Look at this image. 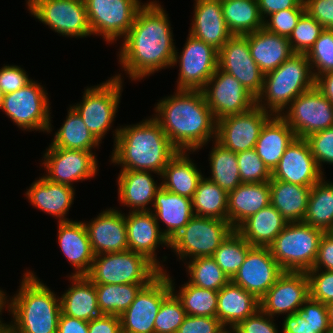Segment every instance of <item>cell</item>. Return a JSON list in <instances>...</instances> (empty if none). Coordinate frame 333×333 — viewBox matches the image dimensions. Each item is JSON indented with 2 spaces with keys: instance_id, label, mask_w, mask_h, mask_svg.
<instances>
[{
  "instance_id": "obj_32",
  "label": "cell",
  "mask_w": 333,
  "mask_h": 333,
  "mask_svg": "<svg viewBox=\"0 0 333 333\" xmlns=\"http://www.w3.org/2000/svg\"><path fill=\"white\" fill-rule=\"evenodd\" d=\"M248 46L253 60L264 74L277 69L293 54L287 37L264 27L248 34Z\"/></svg>"
},
{
  "instance_id": "obj_24",
  "label": "cell",
  "mask_w": 333,
  "mask_h": 333,
  "mask_svg": "<svg viewBox=\"0 0 333 333\" xmlns=\"http://www.w3.org/2000/svg\"><path fill=\"white\" fill-rule=\"evenodd\" d=\"M116 208L103 209L91 222L84 221L95 255L128 250L124 213Z\"/></svg>"
},
{
  "instance_id": "obj_68",
  "label": "cell",
  "mask_w": 333,
  "mask_h": 333,
  "mask_svg": "<svg viewBox=\"0 0 333 333\" xmlns=\"http://www.w3.org/2000/svg\"><path fill=\"white\" fill-rule=\"evenodd\" d=\"M0 333H12L8 328L1 330Z\"/></svg>"
},
{
  "instance_id": "obj_13",
  "label": "cell",
  "mask_w": 333,
  "mask_h": 333,
  "mask_svg": "<svg viewBox=\"0 0 333 333\" xmlns=\"http://www.w3.org/2000/svg\"><path fill=\"white\" fill-rule=\"evenodd\" d=\"M182 49H175L172 64L179 66L176 89L202 90L218 68V50L190 34Z\"/></svg>"
},
{
  "instance_id": "obj_2",
  "label": "cell",
  "mask_w": 333,
  "mask_h": 333,
  "mask_svg": "<svg viewBox=\"0 0 333 333\" xmlns=\"http://www.w3.org/2000/svg\"><path fill=\"white\" fill-rule=\"evenodd\" d=\"M152 117L178 151H194L216 140L217 121L202 90H179L158 100ZM212 139V140H211Z\"/></svg>"
},
{
  "instance_id": "obj_18",
  "label": "cell",
  "mask_w": 333,
  "mask_h": 333,
  "mask_svg": "<svg viewBox=\"0 0 333 333\" xmlns=\"http://www.w3.org/2000/svg\"><path fill=\"white\" fill-rule=\"evenodd\" d=\"M273 115L258 106L217 120L216 141L235 153L255 148L260 132Z\"/></svg>"
},
{
  "instance_id": "obj_48",
  "label": "cell",
  "mask_w": 333,
  "mask_h": 333,
  "mask_svg": "<svg viewBox=\"0 0 333 333\" xmlns=\"http://www.w3.org/2000/svg\"><path fill=\"white\" fill-rule=\"evenodd\" d=\"M306 55L315 79L333 72V29L325 28Z\"/></svg>"
},
{
  "instance_id": "obj_38",
  "label": "cell",
  "mask_w": 333,
  "mask_h": 333,
  "mask_svg": "<svg viewBox=\"0 0 333 333\" xmlns=\"http://www.w3.org/2000/svg\"><path fill=\"white\" fill-rule=\"evenodd\" d=\"M222 14L233 35H247L263 28L258 0H221Z\"/></svg>"
},
{
  "instance_id": "obj_50",
  "label": "cell",
  "mask_w": 333,
  "mask_h": 333,
  "mask_svg": "<svg viewBox=\"0 0 333 333\" xmlns=\"http://www.w3.org/2000/svg\"><path fill=\"white\" fill-rule=\"evenodd\" d=\"M236 155L242 183H261L271 180V171L261 160L255 148L238 152Z\"/></svg>"
},
{
  "instance_id": "obj_70",
  "label": "cell",
  "mask_w": 333,
  "mask_h": 333,
  "mask_svg": "<svg viewBox=\"0 0 333 333\" xmlns=\"http://www.w3.org/2000/svg\"><path fill=\"white\" fill-rule=\"evenodd\" d=\"M328 233L333 237V227Z\"/></svg>"
},
{
  "instance_id": "obj_66",
  "label": "cell",
  "mask_w": 333,
  "mask_h": 333,
  "mask_svg": "<svg viewBox=\"0 0 333 333\" xmlns=\"http://www.w3.org/2000/svg\"><path fill=\"white\" fill-rule=\"evenodd\" d=\"M327 316L331 331H333V302L326 304Z\"/></svg>"
},
{
  "instance_id": "obj_31",
  "label": "cell",
  "mask_w": 333,
  "mask_h": 333,
  "mask_svg": "<svg viewBox=\"0 0 333 333\" xmlns=\"http://www.w3.org/2000/svg\"><path fill=\"white\" fill-rule=\"evenodd\" d=\"M259 309V299L231 280L218 291L216 318L226 329H232Z\"/></svg>"
},
{
  "instance_id": "obj_3",
  "label": "cell",
  "mask_w": 333,
  "mask_h": 333,
  "mask_svg": "<svg viewBox=\"0 0 333 333\" xmlns=\"http://www.w3.org/2000/svg\"><path fill=\"white\" fill-rule=\"evenodd\" d=\"M114 148L111 163L121 170L150 171L161 176L170 159L178 152L153 118L119 126L112 131Z\"/></svg>"
},
{
  "instance_id": "obj_36",
  "label": "cell",
  "mask_w": 333,
  "mask_h": 333,
  "mask_svg": "<svg viewBox=\"0 0 333 333\" xmlns=\"http://www.w3.org/2000/svg\"><path fill=\"white\" fill-rule=\"evenodd\" d=\"M288 222L271 204L243 221L235 230L251 245L268 247Z\"/></svg>"
},
{
  "instance_id": "obj_26",
  "label": "cell",
  "mask_w": 333,
  "mask_h": 333,
  "mask_svg": "<svg viewBox=\"0 0 333 333\" xmlns=\"http://www.w3.org/2000/svg\"><path fill=\"white\" fill-rule=\"evenodd\" d=\"M57 241L63 255L73 267L71 276H85L95 258L83 221L58 222Z\"/></svg>"
},
{
  "instance_id": "obj_7",
  "label": "cell",
  "mask_w": 333,
  "mask_h": 333,
  "mask_svg": "<svg viewBox=\"0 0 333 333\" xmlns=\"http://www.w3.org/2000/svg\"><path fill=\"white\" fill-rule=\"evenodd\" d=\"M162 271L145 255L130 250L95 255L85 275L94 284H143L147 286Z\"/></svg>"
},
{
  "instance_id": "obj_29",
  "label": "cell",
  "mask_w": 333,
  "mask_h": 333,
  "mask_svg": "<svg viewBox=\"0 0 333 333\" xmlns=\"http://www.w3.org/2000/svg\"><path fill=\"white\" fill-rule=\"evenodd\" d=\"M160 227L163 222L165 229L162 233L169 242L187 225L194 216L192 199L161 189L156 193L150 210Z\"/></svg>"
},
{
  "instance_id": "obj_57",
  "label": "cell",
  "mask_w": 333,
  "mask_h": 333,
  "mask_svg": "<svg viewBox=\"0 0 333 333\" xmlns=\"http://www.w3.org/2000/svg\"><path fill=\"white\" fill-rule=\"evenodd\" d=\"M226 330L215 317L187 315L177 333H224Z\"/></svg>"
},
{
  "instance_id": "obj_44",
  "label": "cell",
  "mask_w": 333,
  "mask_h": 333,
  "mask_svg": "<svg viewBox=\"0 0 333 333\" xmlns=\"http://www.w3.org/2000/svg\"><path fill=\"white\" fill-rule=\"evenodd\" d=\"M143 287V284H95L101 314L120 316Z\"/></svg>"
},
{
  "instance_id": "obj_40",
  "label": "cell",
  "mask_w": 333,
  "mask_h": 333,
  "mask_svg": "<svg viewBox=\"0 0 333 333\" xmlns=\"http://www.w3.org/2000/svg\"><path fill=\"white\" fill-rule=\"evenodd\" d=\"M325 178L311 188L303 222L327 233L333 227V182Z\"/></svg>"
},
{
  "instance_id": "obj_42",
  "label": "cell",
  "mask_w": 333,
  "mask_h": 333,
  "mask_svg": "<svg viewBox=\"0 0 333 333\" xmlns=\"http://www.w3.org/2000/svg\"><path fill=\"white\" fill-rule=\"evenodd\" d=\"M212 144L214 146L209 151L208 157L211 177L208 176L207 178L229 193L242 183L237 155L235 152L223 147L216 140Z\"/></svg>"
},
{
  "instance_id": "obj_45",
  "label": "cell",
  "mask_w": 333,
  "mask_h": 333,
  "mask_svg": "<svg viewBox=\"0 0 333 333\" xmlns=\"http://www.w3.org/2000/svg\"><path fill=\"white\" fill-rule=\"evenodd\" d=\"M184 262L187 269L188 282L196 287L221 290L230 279L223 270L217 265L212 257H199Z\"/></svg>"
},
{
  "instance_id": "obj_58",
  "label": "cell",
  "mask_w": 333,
  "mask_h": 333,
  "mask_svg": "<svg viewBox=\"0 0 333 333\" xmlns=\"http://www.w3.org/2000/svg\"><path fill=\"white\" fill-rule=\"evenodd\" d=\"M305 11L324 28L333 29V0H304Z\"/></svg>"
},
{
  "instance_id": "obj_41",
  "label": "cell",
  "mask_w": 333,
  "mask_h": 333,
  "mask_svg": "<svg viewBox=\"0 0 333 333\" xmlns=\"http://www.w3.org/2000/svg\"><path fill=\"white\" fill-rule=\"evenodd\" d=\"M228 193L203 176L192 198L194 215L228 221Z\"/></svg>"
},
{
  "instance_id": "obj_19",
  "label": "cell",
  "mask_w": 333,
  "mask_h": 333,
  "mask_svg": "<svg viewBox=\"0 0 333 333\" xmlns=\"http://www.w3.org/2000/svg\"><path fill=\"white\" fill-rule=\"evenodd\" d=\"M218 68L235 77L255 98L261 93L264 73L253 60L247 35H233L218 50Z\"/></svg>"
},
{
  "instance_id": "obj_9",
  "label": "cell",
  "mask_w": 333,
  "mask_h": 333,
  "mask_svg": "<svg viewBox=\"0 0 333 333\" xmlns=\"http://www.w3.org/2000/svg\"><path fill=\"white\" fill-rule=\"evenodd\" d=\"M47 90L32 80L23 88L3 95L2 107L13 123L22 131L52 132V118Z\"/></svg>"
},
{
  "instance_id": "obj_33",
  "label": "cell",
  "mask_w": 333,
  "mask_h": 333,
  "mask_svg": "<svg viewBox=\"0 0 333 333\" xmlns=\"http://www.w3.org/2000/svg\"><path fill=\"white\" fill-rule=\"evenodd\" d=\"M191 153L194 151H178L160 176L163 189L190 199L193 198L198 183L204 176L190 158Z\"/></svg>"
},
{
  "instance_id": "obj_49",
  "label": "cell",
  "mask_w": 333,
  "mask_h": 333,
  "mask_svg": "<svg viewBox=\"0 0 333 333\" xmlns=\"http://www.w3.org/2000/svg\"><path fill=\"white\" fill-rule=\"evenodd\" d=\"M187 316L182 302L172 291L163 301L154 321L155 333H177Z\"/></svg>"
},
{
  "instance_id": "obj_15",
  "label": "cell",
  "mask_w": 333,
  "mask_h": 333,
  "mask_svg": "<svg viewBox=\"0 0 333 333\" xmlns=\"http://www.w3.org/2000/svg\"><path fill=\"white\" fill-rule=\"evenodd\" d=\"M41 166L43 176L51 182L74 187V182L94 178L98 174L95 152L53 147L51 144L43 153Z\"/></svg>"
},
{
  "instance_id": "obj_21",
  "label": "cell",
  "mask_w": 333,
  "mask_h": 333,
  "mask_svg": "<svg viewBox=\"0 0 333 333\" xmlns=\"http://www.w3.org/2000/svg\"><path fill=\"white\" fill-rule=\"evenodd\" d=\"M283 272L269 247L253 246L231 281L260 300Z\"/></svg>"
},
{
  "instance_id": "obj_51",
  "label": "cell",
  "mask_w": 333,
  "mask_h": 333,
  "mask_svg": "<svg viewBox=\"0 0 333 333\" xmlns=\"http://www.w3.org/2000/svg\"><path fill=\"white\" fill-rule=\"evenodd\" d=\"M305 139L314 159L324 174L323 164L333 165V127L312 133Z\"/></svg>"
},
{
  "instance_id": "obj_60",
  "label": "cell",
  "mask_w": 333,
  "mask_h": 333,
  "mask_svg": "<svg viewBox=\"0 0 333 333\" xmlns=\"http://www.w3.org/2000/svg\"><path fill=\"white\" fill-rule=\"evenodd\" d=\"M88 333H122L118 315L102 314L88 321Z\"/></svg>"
},
{
  "instance_id": "obj_17",
  "label": "cell",
  "mask_w": 333,
  "mask_h": 333,
  "mask_svg": "<svg viewBox=\"0 0 333 333\" xmlns=\"http://www.w3.org/2000/svg\"><path fill=\"white\" fill-rule=\"evenodd\" d=\"M215 120L242 114L256 105V98L231 74L217 68L202 89Z\"/></svg>"
},
{
  "instance_id": "obj_52",
  "label": "cell",
  "mask_w": 333,
  "mask_h": 333,
  "mask_svg": "<svg viewBox=\"0 0 333 333\" xmlns=\"http://www.w3.org/2000/svg\"><path fill=\"white\" fill-rule=\"evenodd\" d=\"M305 9H286L277 11L263 20V27L269 32L289 37Z\"/></svg>"
},
{
  "instance_id": "obj_11",
  "label": "cell",
  "mask_w": 333,
  "mask_h": 333,
  "mask_svg": "<svg viewBox=\"0 0 333 333\" xmlns=\"http://www.w3.org/2000/svg\"><path fill=\"white\" fill-rule=\"evenodd\" d=\"M91 33L107 44L124 38L134 23L141 0H84Z\"/></svg>"
},
{
  "instance_id": "obj_20",
  "label": "cell",
  "mask_w": 333,
  "mask_h": 333,
  "mask_svg": "<svg viewBox=\"0 0 333 333\" xmlns=\"http://www.w3.org/2000/svg\"><path fill=\"white\" fill-rule=\"evenodd\" d=\"M310 297L306 272L284 271L274 285L259 300L260 309L274 316L295 313Z\"/></svg>"
},
{
  "instance_id": "obj_65",
  "label": "cell",
  "mask_w": 333,
  "mask_h": 333,
  "mask_svg": "<svg viewBox=\"0 0 333 333\" xmlns=\"http://www.w3.org/2000/svg\"><path fill=\"white\" fill-rule=\"evenodd\" d=\"M7 297L6 292L0 288V331L7 328V322L1 318L2 312L7 309Z\"/></svg>"
},
{
  "instance_id": "obj_69",
  "label": "cell",
  "mask_w": 333,
  "mask_h": 333,
  "mask_svg": "<svg viewBox=\"0 0 333 333\" xmlns=\"http://www.w3.org/2000/svg\"><path fill=\"white\" fill-rule=\"evenodd\" d=\"M224 333H233L231 329H227Z\"/></svg>"
},
{
  "instance_id": "obj_55",
  "label": "cell",
  "mask_w": 333,
  "mask_h": 333,
  "mask_svg": "<svg viewBox=\"0 0 333 333\" xmlns=\"http://www.w3.org/2000/svg\"><path fill=\"white\" fill-rule=\"evenodd\" d=\"M276 325L274 318L259 309L231 330L233 333H280Z\"/></svg>"
},
{
  "instance_id": "obj_4",
  "label": "cell",
  "mask_w": 333,
  "mask_h": 333,
  "mask_svg": "<svg viewBox=\"0 0 333 333\" xmlns=\"http://www.w3.org/2000/svg\"><path fill=\"white\" fill-rule=\"evenodd\" d=\"M19 289L7 298V312L12 315L7 328L12 333H57L61 301L34 271L23 273Z\"/></svg>"
},
{
  "instance_id": "obj_12",
  "label": "cell",
  "mask_w": 333,
  "mask_h": 333,
  "mask_svg": "<svg viewBox=\"0 0 333 333\" xmlns=\"http://www.w3.org/2000/svg\"><path fill=\"white\" fill-rule=\"evenodd\" d=\"M27 9L31 16L62 36L92 35L84 0H33Z\"/></svg>"
},
{
  "instance_id": "obj_22",
  "label": "cell",
  "mask_w": 333,
  "mask_h": 333,
  "mask_svg": "<svg viewBox=\"0 0 333 333\" xmlns=\"http://www.w3.org/2000/svg\"><path fill=\"white\" fill-rule=\"evenodd\" d=\"M324 177L305 138L295 137L286 148L271 178L313 187Z\"/></svg>"
},
{
  "instance_id": "obj_43",
  "label": "cell",
  "mask_w": 333,
  "mask_h": 333,
  "mask_svg": "<svg viewBox=\"0 0 333 333\" xmlns=\"http://www.w3.org/2000/svg\"><path fill=\"white\" fill-rule=\"evenodd\" d=\"M169 278L172 291L182 302L183 308L187 315L199 317H215L218 307V291L203 289L190 284L188 281L181 287L179 291L175 290V282L172 277L163 271Z\"/></svg>"
},
{
  "instance_id": "obj_61",
  "label": "cell",
  "mask_w": 333,
  "mask_h": 333,
  "mask_svg": "<svg viewBox=\"0 0 333 333\" xmlns=\"http://www.w3.org/2000/svg\"><path fill=\"white\" fill-rule=\"evenodd\" d=\"M262 19L270 14L286 9H305L304 0H258Z\"/></svg>"
},
{
  "instance_id": "obj_16",
  "label": "cell",
  "mask_w": 333,
  "mask_h": 333,
  "mask_svg": "<svg viewBox=\"0 0 333 333\" xmlns=\"http://www.w3.org/2000/svg\"><path fill=\"white\" fill-rule=\"evenodd\" d=\"M172 292L168 276L162 271L137 294L119 316L122 333H155L154 321L162 301Z\"/></svg>"
},
{
  "instance_id": "obj_34",
  "label": "cell",
  "mask_w": 333,
  "mask_h": 333,
  "mask_svg": "<svg viewBox=\"0 0 333 333\" xmlns=\"http://www.w3.org/2000/svg\"><path fill=\"white\" fill-rule=\"evenodd\" d=\"M70 287L60 296L61 312L69 317L91 321L101 316L95 284L86 276L68 275Z\"/></svg>"
},
{
  "instance_id": "obj_1",
  "label": "cell",
  "mask_w": 333,
  "mask_h": 333,
  "mask_svg": "<svg viewBox=\"0 0 333 333\" xmlns=\"http://www.w3.org/2000/svg\"><path fill=\"white\" fill-rule=\"evenodd\" d=\"M148 1L120 40L117 59L131 81L144 80L159 70L172 68L174 60L176 46L167 11L159 0Z\"/></svg>"
},
{
  "instance_id": "obj_6",
  "label": "cell",
  "mask_w": 333,
  "mask_h": 333,
  "mask_svg": "<svg viewBox=\"0 0 333 333\" xmlns=\"http://www.w3.org/2000/svg\"><path fill=\"white\" fill-rule=\"evenodd\" d=\"M324 233L303 221L288 222L268 247L283 271L307 272L316 261Z\"/></svg>"
},
{
  "instance_id": "obj_47",
  "label": "cell",
  "mask_w": 333,
  "mask_h": 333,
  "mask_svg": "<svg viewBox=\"0 0 333 333\" xmlns=\"http://www.w3.org/2000/svg\"><path fill=\"white\" fill-rule=\"evenodd\" d=\"M324 29L305 11L288 37L292 52L307 54Z\"/></svg>"
},
{
  "instance_id": "obj_5",
  "label": "cell",
  "mask_w": 333,
  "mask_h": 333,
  "mask_svg": "<svg viewBox=\"0 0 333 333\" xmlns=\"http://www.w3.org/2000/svg\"><path fill=\"white\" fill-rule=\"evenodd\" d=\"M314 86L315 78L307 55L293 53L277 69L264 75L256 106L280 116L295 98Z\"/></svg>"
},
{
  "instance_id": "obj_46",
  "label": "cell",
  "mask_w": 333,
  "mask_h": 333,
  "mask_svg": "<svg viewBox=\"0 0 333 333\" xmlns=\"http://www.w3.org/2000/svg\"><path fill=\"white\" fill-rule=\"evenodd\" d=\"M251 246L235 229L221 243L212 258L231 280L243 264Z\"/></svg>"
},
{
  "instance_id": "obj_10",
  "label": "cell",
  "mask_w": 333,
  "mask_h": 333,
  "mask_svg": "<svg viewBox=\"0 0 333 333\" xmlns=\"http://www.w3.org/2000/svg\"><path fill=\"white\" fill-rule=\"evenodd\" d=\"M233 230L227 220L194 215L169 242V249L173 250L179 261L212 257Z\"/></svg>"
},
{
  "instance_id": "obj_39",
  "label": "cell",
  "mask_w": 333,
  "mask_h": 333,
  "mask_svg": "<svg viewBox=\"0 0 333 333\" xmlns=\"http://www.w3.org/2000/svg\"><path fill=\"white\" fill-rule=\"evenodd\" d=\"M66 120L54 134L51 145L65 149L93 151L100 142L88 130L81 116L70 105Z\"/></svg>"
},
{
  "instance_id": "obj_30",
  "label": "cell",
  "mask_w": 333,
  "mask_h": 333,
  "mask_svg": "<svg viewBox=\"0 0 333 333\" xmlns=\"http://www.w3.org/2000/svg\"><path fill=\"white\" fill-rule=\"evenodd\" d=\"M228 222L236 229L243 221L270 204L269 182L241 183L228 193Z\"/></svg>"
},
{
  "instance_id": "obj_14",
  "label": "cell",
  "mask_w": 333,
  "mask_h": 333,
  "mask_svg": "<svg viewBox=\"0 0 333 333\" xmlns=\"http://www.w3.org/2000/svg\"><path fill=\"white\" fill-rule=\"evenodd\" d=\"M280 117L296 137L306 138L333 127V104L314 86L295 98Z\"/></svg>"
},
{
  "instance_id": "obj_62",
  "label": "cell",
  "mask_w": 333,
  "mask_h": 333,
  "mask_svg": "<svg viewBox=\"0 0 333 333\" xmlns=\"http://www.w3.org/2000/svg\"><path fill=\"white\" fill-rule=\"evenodd\" d=\"M281 333H316L297 312L284 316Z\"/></svg>"
},
{
  "instance_id": "obj_25",
  "label": "cell",
  "mask_w": 333,
  "mask_h": 333,
  "mask_svg": "<svg viewBox=\"0 0 333 333\" xmlns=\"http://www.w3.org/2000/svg\"><path fill=\"white\" fill-rule=\"evenodd\" d=\"M189 33L219 50L232 36L225 23L221 0H194Z\"/></svg>"
},
{
  "instance_id": "obj_23",
  "label": "cell",
  "mask_w": 333,
  "mask_h": 333,
  "mask_svg": "<svg viewBox=\"0 0 333 333\" xmlns=\"http://www.w3.org/2000/svg\"><path fill=\"white\" fill-rule=\"evenodd\" d=\"M124 219L128 250L145 255L161 271H166L167 269L162 264L163 261H166L167 256L162 257V261H159L156 250L159 246L169 248V240L162 233L154 214L151 211L128 212V214L124 213Z\"/></svg>"
},
{
  "instance_id": "obj_27",
  "label": "cell",
  "mask_w": 333,
  "mask_h": 333,
  "mask_svg": "<svg viewBox=\"0 0 333 333\" xmlns=\"http://www.w3.org/2000/svg\"><path fill=\"white\" fill-rule=\"evenodd\" d=\"M117 178L118 200L129 212L150 211L161 182L150 171L120 170ZM150 204V206H148ZM149 207V208H148Z\"/></svg>"
},
{
  "instance_id": "obj_59",
  "label": "cell",
  "mask_w": 333,
  "mask_h": 333,
  "mask_svg": "<svg viewBox=\"0 0 333 333\" xmlns=\"http://www.w3.org/2000/svg\"><path fill=\"white\" fill-rule=\"evenodd\" d=\"M310 270L333 271V237L328 232L320 240L317 258Z\"/></svg>"
},
{
  "instance_id": "obj_37",
  "label": "cell",
  "mask_w": 333,
  "mask_h": 333,
  "mask_svg": "<svg viewBox=\"0 0 333 333\" xmlns=\"http://www.w3.org/2000/svg\"><path fill=\"white\" fill-rule=\"evenodd\" d=\"M270 204L287 222H302L306 213L311 187L300 186L271 178Z\"/></svg>"
},
{
  "instance_id": "obj_67",
  "label": "cell",
  "mask_w": 333,
  "mask_h": 333,
  "mask_svg": "<svg viewBox=\"0 0 333 333\" xmlns=\"http://www.w3.org/2000/svg\"><path fill=\"white\" fill-rule=\"evenodd\" d=\"M2 101H3V93H2L1 88H0V109L2 107Z\"/></svg>"
},
{
  "instance_id": "obj_64",
  "label": "cell",
  "mask_w": 333,
  "mask_h": 333,
  "mask_svg": "<svg viewBox=\"0 0 333 333\" xmlns=\"http://www.w3.org/2000/svg\"><path fill=\"white\" fill-rule=\"evenodd\" d=\"M315 87L333 104V72L319 75Z\"/></svg>"
},
{
  "instance_id": "obj_54",
  "label": "cell",
  "mask_w": 333,
  "mask_h": 333,
  "mask_svg": "<svg viewBox=\"0 0 333 333\" xmlns=\"http://www.w3.org/2000/svg\"><path fill=\"white\" fill-rule=\"evenodd\" d=\"M296 312L308 322L316 333H327L331 331L327 308L324 303L309 297Z\"/></svg>"
},
{
  "instance_id": "obj_71",
  "label": "cell",
  "mask_w": 333,
  "mask_h": 333,
  "mask_svg": "<svg viewBox=\"0 0 333 333\" xmlns=\"http://www.w3.org/2000/svg\"><path fill=\"white\" fill-rule=\"evenodd\" d=\"M26 1V5H28L30 2H32L33 0H25Z\"/></svg>"
},
{
  "instance_id": "obj_35",
  "label": "cell",
  "mask_w": 333,
  "mask_h": 333,
  "mask_svg": "<svg viewBox=\"0 0 333 333\" xmlns=\"http://www.w3.org/2000/svg\"><path fill=\"white\" fill-rule=\"evenodd\" d=\"M295 137L293 130L280 116L273 115L265 123L256 142L255 150L271 172Z\"/></svg>"
},
{
  "instance_id": "obj_56",
  "label": "cell",
  "mask_w": 333,
  "mask_h": 333,
  "mask_svg": "<svg viewBox=\"0 0 333 333\" xmlns=\"http://www.w3.org/2000/svg\"><path fill=\"white\" fill-rule=\"evenodd\" d=\"M32 80L20 65L4 64L0 69V88L3 95L23 88Z\"/></svg>"
},
{
  "instance_id": "obj_8",
  "label": "cell",
  "mask_w": 333,
  "mask_h": 333,
  "mask_svg": "<svg viewBox=\"0 0 333 333\" xmlns=\"http://www.w3.org/2000/svg\"><path fill=\"white\" fill-rule=\"evenodd\" d=\"M121 75L118 73L100 84L85 87L82 100L71 105L100 143L114 125L124 83Z\"/></svg>"
},
{
  "instance_id": "obj_28",
  "label": "cell",
  "mask_w": 333,
  "mask_h": 333,
  "mask_svg": "<svg viewBox=\"0 0 333 333\" xmlns=\"http://www.w3.org/2000/svg\"><path fill=\"white\" fill-rule=\"evenodd\" d=\"M75 191L74 187L51 182L42 176L32 182L25 195L30 205L63 222L72 221L66 215L73 205Z\"/></svg>"
},
{
  "instance_id": "obj_53",
  "label": "cell",
  "mask_w": 333,
  "mask_h": 333,
  "mask_svg": "<svg viewBox=\"0 0 333 333\" xmlns=\"http://www.w3.org/2000/svg\"><path fill=\"white\" fill-rule=\"evenodd\" d=\"M306 274L309 280L310 298L325 305L333 302V271L309 270Z\"/></svg>"
},
{
  "instance_id": "obj_63",
  "label": "cell",
  "mask_w": 333,
  "mask_h": 333,
  "mask_svg": "<svg viewBox=\"0 0 333 333\" xmlns=\"http://www.w3.org/2000/svg\"><path fill=\"white\" fill-rule=\"evenodd\" d=\"M57 333H88V321L69 317L61 312Z\"/></svg>"
}]
</instances>
